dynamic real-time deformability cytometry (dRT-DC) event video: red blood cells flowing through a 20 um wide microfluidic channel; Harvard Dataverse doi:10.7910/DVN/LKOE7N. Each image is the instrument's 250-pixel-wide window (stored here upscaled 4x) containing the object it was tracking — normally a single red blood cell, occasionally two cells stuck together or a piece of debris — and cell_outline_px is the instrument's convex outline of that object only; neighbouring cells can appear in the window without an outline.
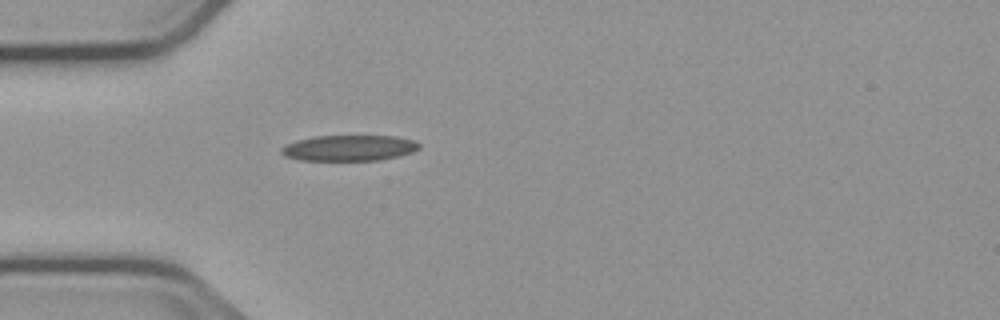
{"species": "common noctule bat (a hibernating species)", "species_latin": "Nyctalus noctula", "temperature_condition": "cold", "stored_images_in_passage": 1, "camera_frame_rate_fps": 3000, "um_per_image_px": 0.085, "animal": {"sex": "male", "body_mass_g": 23.1, "forearm_length_mm": 52.7}, "frame": {"image": 1, "passage_image": 1, "time_ms": 0.0, "image_size_px": [1000, 320], "cell_outline_px": [[420, 148], [412, 152], [400, 156], [380, 160], [300, 160], [284, 156], [280, 152], [280, 148], [296, 140], [316, 136], [396, 136], [416, 140], [420, 144]], "centroid_in_image_um": [29.7, 12.58], "position_along_channel_um": 55.3, "area_um2": 20.81}}